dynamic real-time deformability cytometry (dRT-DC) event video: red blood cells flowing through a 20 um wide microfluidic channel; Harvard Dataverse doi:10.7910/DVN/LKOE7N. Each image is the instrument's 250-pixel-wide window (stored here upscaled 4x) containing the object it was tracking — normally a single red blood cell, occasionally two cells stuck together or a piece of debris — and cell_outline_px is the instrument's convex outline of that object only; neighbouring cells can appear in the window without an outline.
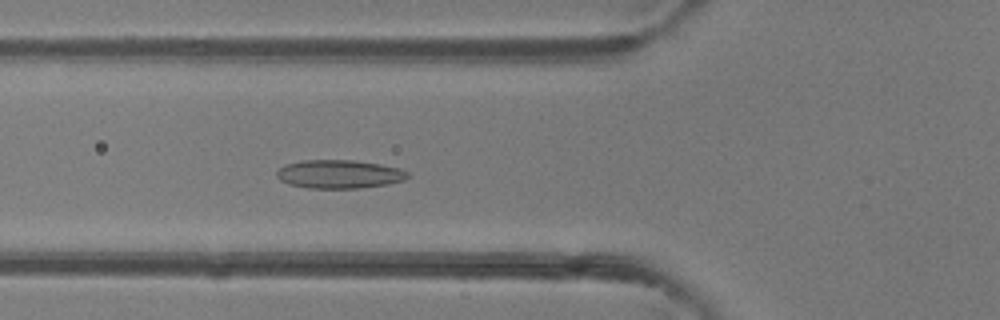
{"species": "common noctule bat (a hibernating species)", "species_latin": "Nyctalus noctula", "temperature_condition": "room temperature", "stored_images_in_passage": 44, "camera_frame_rate_fps": 3000, "um_per_image_px": 0.085, "animal": {"sex": "female"}, "frame": {"image": 1, "passage_image": 14, "time_ms": 4.333, "image_size_px": [1000, 320], "cell_outline_px": [[412, 176], [404, 180], [388, 184], [360, 188], [308, 188], [288, 184], [280, 180], [276, 176], [276, 172], [280, 168], [288, 164], [304, 160], [356, 160], [380, 164], [400, 168], [408, 172]], "centroid_in_image_um": [28.87, 14.8], "position_along_channel_um": 96.9, "area_um2": 21.85}}
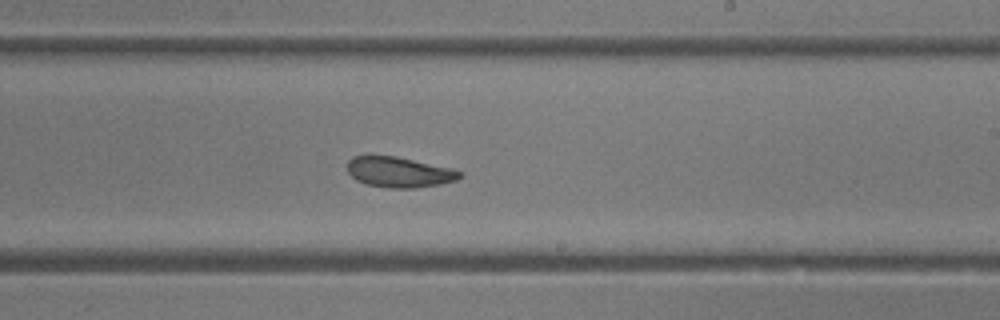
{"frame": {"image": 2, "passage_image": 25, "time_ms": 8.0, "image_size_px": [1000, 320], "cell_outline_px": [[464, 176], [456, 180], [440, 184], [416, 188], [388, 188], [368, 184], [356, 180], [348, 172], [348, 160], [352, 156], [396, 156], [452, 168], [464, 172]], "centroid_in_image_um": [33.97, 14.63], "position_along_channel_um": 255.0, "area_um2": 20.0}}
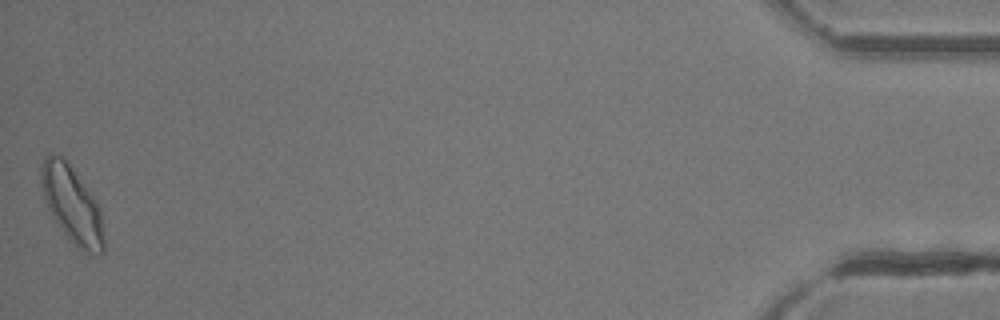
{"frame": {"image": 3, "passage_image": 44, "time_ms": 14.333, "image_size_px": [1000, 320], "cell_outline_px": [[104, 252], [100, 256], [96, 256], [76, 248], [52, 216], [48, 208], [40, 184], [40, 168], [44, 156], [48, 152], [60, 156], [68, 160], [96, 200], [100, 208], [104, 240]], "centroid_in_image_um": [6.12, 17.37], "position_along_channel_um": 429.1, "area_um2": 28.44}, "authors_computed_cell_mechanics": {"area_um2": 21.8773, "velocity_mm_per_s": 4.314, "shape_relaxation_time_tau1_ms": 6.6991, "shape_relaxation_time_tau2_ms": 2.4173, "deformation_change_tau1": 0.144, "deformation_change_tau2": 0.079}}